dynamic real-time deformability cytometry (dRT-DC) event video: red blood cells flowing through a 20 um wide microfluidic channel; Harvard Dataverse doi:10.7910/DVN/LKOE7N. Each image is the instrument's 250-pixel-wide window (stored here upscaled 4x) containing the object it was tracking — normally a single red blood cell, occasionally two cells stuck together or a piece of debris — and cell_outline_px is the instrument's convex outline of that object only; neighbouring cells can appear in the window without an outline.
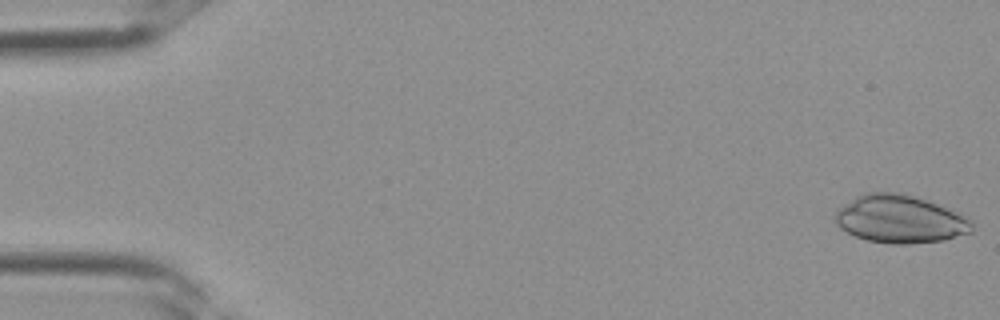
{"species": "Egyptian fruit bat (a non-hibernating species)", "species_latin": "Rousettus aegyptiacus", "temperature_condition": "room temperature", "stored_images_in_passage": 4, "camera_frame_rate_fps": 3000, "um_per_image_px": 0.085, "frame": {"image": 1, "passage_image": 1, "time_ms": 0.0, "image_size_px": [1000, 320], "cell_outline_px": [[972, 232], [944, 240], [908, 244], [892, 244], [868, 240], [856, 236], [840, 228], [832, 220], [836, 212], [844, 204], [856, 196], [864, 192], [900, 192], [960, 212], [972, 224]], "centroid_in_image_um": [76.47, 18.62], "position_along_channel_um": 8.5, "area_um2": 38.03}}